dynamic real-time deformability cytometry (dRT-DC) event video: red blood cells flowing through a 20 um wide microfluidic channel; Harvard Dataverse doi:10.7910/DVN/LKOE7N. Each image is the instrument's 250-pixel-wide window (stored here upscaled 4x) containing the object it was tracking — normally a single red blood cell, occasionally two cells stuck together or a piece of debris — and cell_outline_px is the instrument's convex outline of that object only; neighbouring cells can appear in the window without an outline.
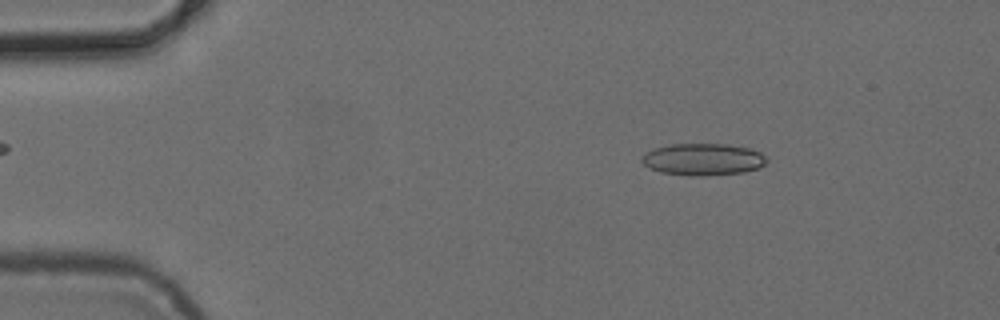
{"species": "common noctule bat (a hibernating species)", "species_latin": "Nyctalus noctula", "temperature_condition": "cold", "stored_images_in_passage": 3, "camera_frame_rate_fps": 3000, "um_per_image_px": 0.085, "animal": {"sex": "female", "body_mass_g": 24.6, "forearm_length_mm": 56.2}, "frame": {"image": 1, "passage_image": 1, "time_ms": 0.0, "image_size_px": [1000, 320], "cell_outline_px": [[768, 160], [760, 168], [744, 172], [700, 176], [696, 176], [660, 172], [648, 168], [640, 160], [644, 152], [652, 148], [672, 144], [728, 144], [748, 148], [760, 152]], "centroid_in_image_um": [59.72, 13.54], "position_along_channel_um": 25.3, "area_um2": 23.35}}